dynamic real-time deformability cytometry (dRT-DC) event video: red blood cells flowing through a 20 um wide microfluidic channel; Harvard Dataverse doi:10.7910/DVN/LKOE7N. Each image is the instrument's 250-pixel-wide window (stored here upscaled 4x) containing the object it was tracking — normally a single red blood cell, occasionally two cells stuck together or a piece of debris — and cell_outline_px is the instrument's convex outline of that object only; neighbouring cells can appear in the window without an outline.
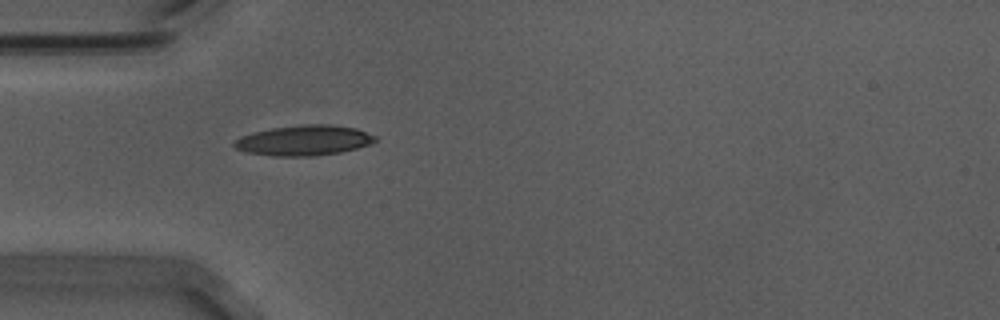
{"species": "Egyptian fruit bat (a non-hibernating species)", "species_latin": "Rousettus aegyptiacus", "temperature_condition": "warm", "stored_images_in_passage": 37, "camera_frame_rate_fps": 3000, "um_per_image_px": 0.085, "animal": {"sex": "male"}, "frame": {"image": 1, "passage_image": 1, "time_ms": 0.0, "image_size_px": [1000, 320], "cell_outline_px": [[376, 140], [368, 144], [356, 148], [340, 152], [316, 156], [272, 156], [244, 152], [236, 148], [232, 144], [240, 136], [252, 132], [272, 128], [304, 124], [332, 124], [356, 128], [376, 136]], "centroid_in_image_um": [25.8, 11.93], "position_along_channel_um": 59.2, "area_um2": 24.91}}
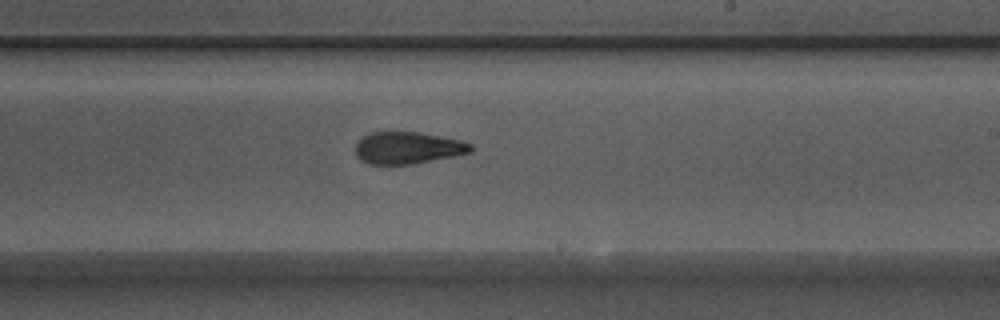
{"frame": {"image": 2, "passage_image": 17, "time_ms": 5.333, "image_size_px": [1000, 320], "cell_outline_px": [[472, 152], [412, 164], [368, 164], [360, 160], [356, 156], [356, 144], [368, 132], [420, 132], [460, 140], [472, 144]], "centroid_in_image_um": [34.64, 12.56], "position_along_channel_um": 254.4, "area_um2": 21.39}}
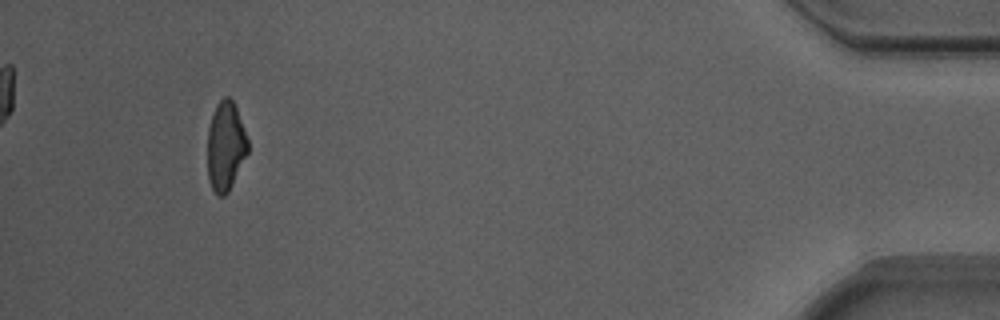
{"frame": {"image": 3, "passage_image": 36, "time_ms": 11.667, "image_size_px": [1000, 320], "cell_outline_px": [[248, 152], [228, 192], [224, 196], [216, 196], [208, 180], [208, 128], [216, 104], [224, 96], [228, 96], [232, 100], [236, 108], [248, 140]], "centroid_in_image_um": [19.16, 12.44], "position_along_channel_um": 416.0, "area_um2": 20.81}}